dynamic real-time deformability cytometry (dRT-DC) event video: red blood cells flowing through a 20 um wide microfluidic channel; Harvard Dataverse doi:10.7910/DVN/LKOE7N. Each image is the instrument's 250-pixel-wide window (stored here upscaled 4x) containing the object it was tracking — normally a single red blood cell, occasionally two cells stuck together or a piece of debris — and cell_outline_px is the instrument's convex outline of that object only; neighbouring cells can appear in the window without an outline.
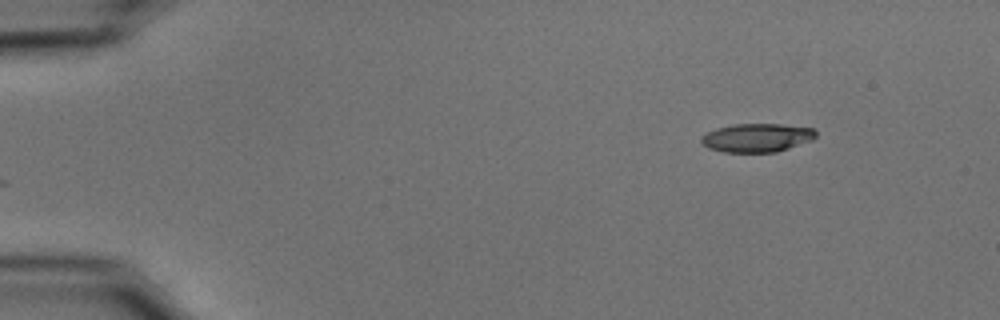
{"species": "common noctule bat (a hibernating species)", "species_latin": "Nyctalus noctula", "temperature_condition": "cold", "stored_images_in_passage": 48, "camera_frame_rate_fps": 3000, "um_per_image_px": 0.085, "animal": {"sex": "male", "body_mass_g": 15.6}, "frame": {"image": 1, "passage_image": 1, "time_ms": 0.0, "image_size_px": [1000, 320], "cell_outline_px": [[816, 136], [812, 140], [776, 152], [724, 152], [708, 148], [700, 140], [700, 136], [716, 128], [736, 124], [780, 124], [816, 128]], "centroid_in_image_um": [64.35, 11.7], "position_along_channel_um": 20.7, "area_um2": 19.07}}
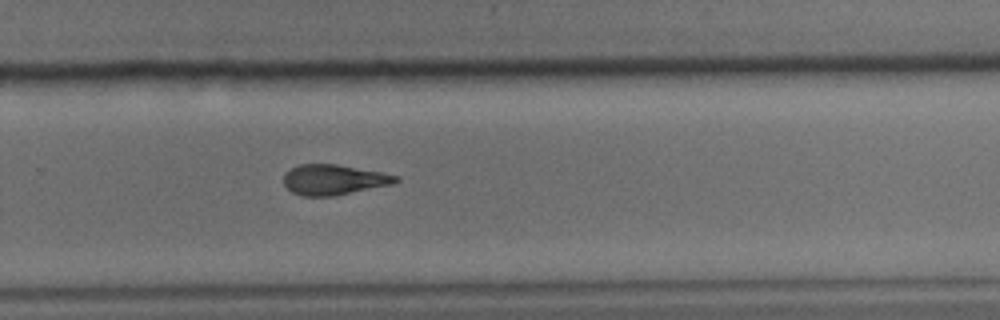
{"frame": {"image": 2, "passage_image": 31, "time_ms": 10.0, "image_size_px": [1000, 320], "cell_outline_px": [[400, 180], [392, 184], [332, 196], [300, 196], [292, 192], [284, 184], [284, 176], [292, 168], [300, 164], [336, 164], [380, 172], [400, 176]], "centroid_in_image_um": [28.37, 15.28], "position_along_channel_um": 301.4, "area_um2": 19.54}}
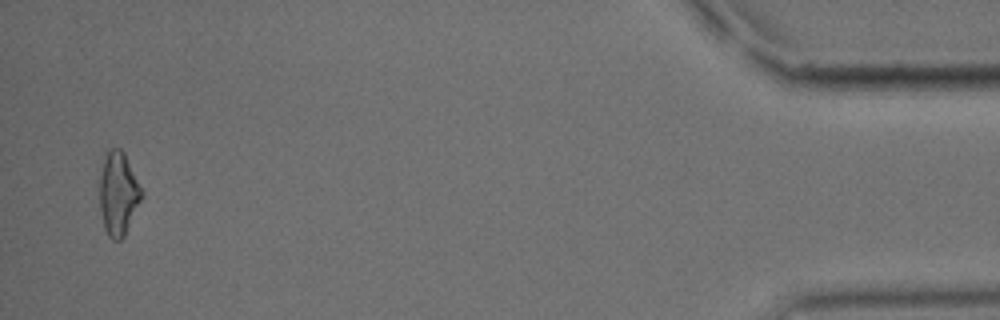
{"frame": {"image": 3, "passage_image": 47, "time_ms": 15.333, "image_size_px": [1000, 320], "cell_outline_px": [[144, 196], [124, 236], [120, 240], [112, 240], [108, 236], [104, 228], [100, 212], [96, 180], [108, 148], [120, 148], [124, 152], [144, 192]], "centroid_in_image_um": [10.02, 16.44], "position_along_channel_um": 425.2, "area_um2": 21.33}, "authors_computed_cell_mechanics": {"area_um2": 20.1144, "velocity_mm_per_s": 3.7529, "shape_relaxation_time_tau1_ms": 4.864, "shape_relaxation_time_tau2_ms": 6.6952, "deformation_change_tau1": 0.165, "deformation_change_tau2": 0.1941}}